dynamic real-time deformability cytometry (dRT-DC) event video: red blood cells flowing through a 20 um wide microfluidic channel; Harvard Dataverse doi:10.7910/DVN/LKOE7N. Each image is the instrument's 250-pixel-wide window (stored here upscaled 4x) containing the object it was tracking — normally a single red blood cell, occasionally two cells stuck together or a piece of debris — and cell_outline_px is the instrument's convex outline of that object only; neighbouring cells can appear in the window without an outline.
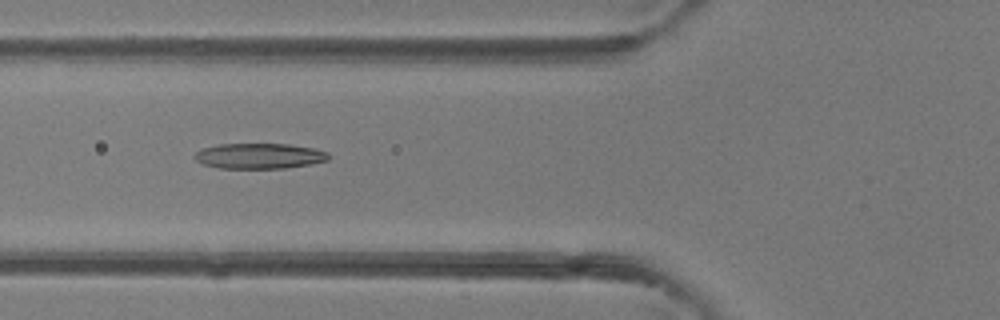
{"species": "common noctule bat (a hibernating species)", "species_latin": "Nyctalus noctula", "temperature_condition": "room temperature", "stored_images_in_passage": 5, "camera_frame_rate_fps": 3000, "um_per_image_px": 0.085, "animal": {"sex": "female"}, "frame": {"image": 1, "passage_image": 5, "time_ms": 4.667, "image_size_px": [1000, 320], "cell_outline_px": [[332, 156], [328, 160], [308, 164], [284, 168], [220, 168], [204, 164], [196, 160], [192, 156], [196, 152], [204, 148], [220, 144], [288, 144], [312, 148], [328, 152]], "centroid_in_image_um": [22.05, 13.25], "position_along_channel_um": 103.7, "area_um2": 19.71}}